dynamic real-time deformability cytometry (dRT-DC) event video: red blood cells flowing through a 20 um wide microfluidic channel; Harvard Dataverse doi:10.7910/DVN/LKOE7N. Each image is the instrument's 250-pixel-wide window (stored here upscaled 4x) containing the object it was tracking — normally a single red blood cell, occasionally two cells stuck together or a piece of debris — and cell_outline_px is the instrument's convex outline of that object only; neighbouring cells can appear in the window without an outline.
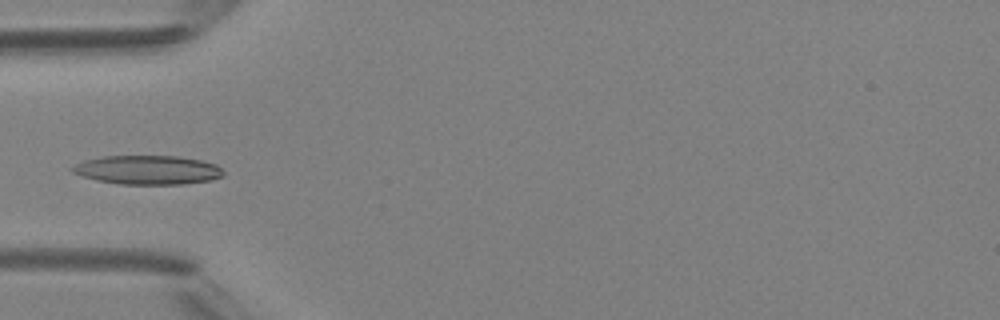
{"species": "Egyptian fruit bat (a non-hibernating species)", "species_latin": "Rousettus aegyptiacus", "temperature_condition": "room temperature", "stored_images_in_passage": 5, "camera_frame_rate_fps": 3000, "um_per_image_px": 0.085, "animal": {"sex": "female"}, "frame": {"image": 1, "passage_image": 4, "time_ms": 4.333, "image_size_px": [1000, 320], "cell_outline_px": [[224, 176], [212, 180], [184, 184], [120, 184], [96, 180], [72, 172], [68, 168], [84, 160], [104, 156], [176, 156], [200, 160], [216, 164], [224, 172]], "centroid_in_image_um": [12.56, 14.45], "position_along_channel_um": 72.4, "area_um2": 25.55}}
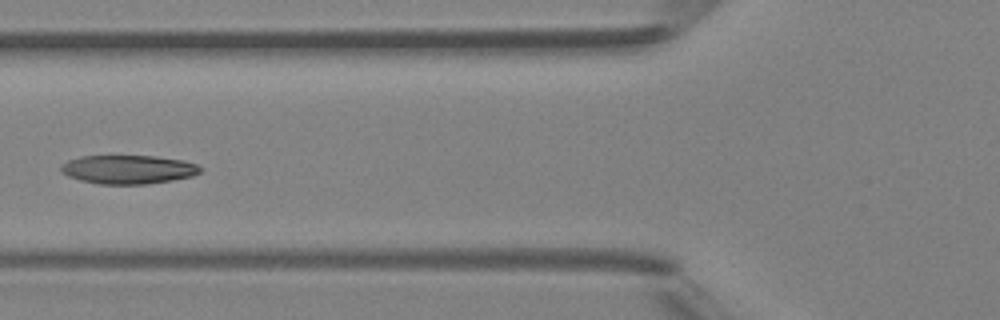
{"frame": {"image": 2, "passage_image": 5, "time_ms": 5.333, "image_size_px": [1000, 320], "cell_outline_px": [[200, 172], [192, 176], [172, 180], [148, 184], [100, 184], [80, 180], [68, 176], [60, 172], [60, 168], [68, 160], [80, 156], [156, 156], [180, 160], [196, 164], [200, 168]], "centroid_in_image_um": [10.87, 14.4], "position_along_channel_um": 114.9, "area_um2": 23.18}}